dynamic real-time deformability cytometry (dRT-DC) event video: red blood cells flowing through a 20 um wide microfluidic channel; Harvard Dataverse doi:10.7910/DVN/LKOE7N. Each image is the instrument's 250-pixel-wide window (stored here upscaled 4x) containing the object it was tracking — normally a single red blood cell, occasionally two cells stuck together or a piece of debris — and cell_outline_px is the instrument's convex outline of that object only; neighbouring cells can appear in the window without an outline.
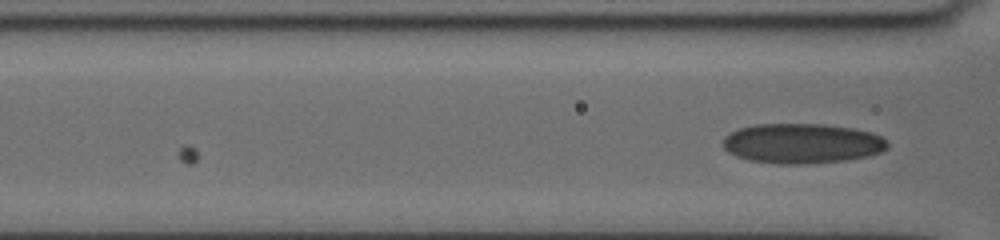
{"species": "human", "species_latin": "Homo sapiens", "temperature_condition": "cold", "stored_images_in_passage": 13, "camera_frame_rate_fps": 3000, "um_per_image_px": 0.085, "donor": {"sex": "female"}, "frame": {"image": 1, "passage_image": 13, "time_ms": 4.0, "image_size_px": [1000, 240], "cell_outline_px": [[888, 148], [880, 152], [868, 156], [844, 160], [808, 164], [776, 164], [748, 160], [736, 156], [728, 152], [720, 144], [724, 136], [740, 128], [756, 124], [824, 124], [852, 128], [872, 132], [880, 136], [888, 144]], "centroid_in_image_um": [68.14, 12.19], "position_along_channel_um": 98.5, "area_um2": 38.49}}